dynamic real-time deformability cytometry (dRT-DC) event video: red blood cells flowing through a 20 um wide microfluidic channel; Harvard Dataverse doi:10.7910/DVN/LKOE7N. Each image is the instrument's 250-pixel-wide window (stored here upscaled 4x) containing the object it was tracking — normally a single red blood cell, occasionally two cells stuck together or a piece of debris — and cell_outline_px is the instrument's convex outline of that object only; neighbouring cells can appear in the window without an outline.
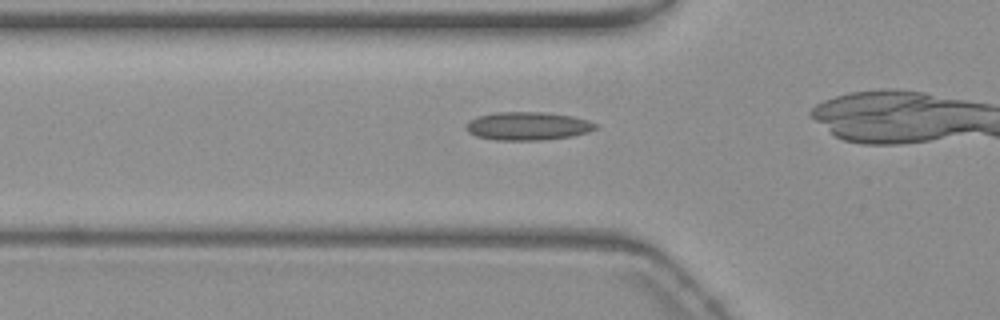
{"species": "common noctule bat (a hibernating species)", "species_latin": "Nyctalus noctula", "temperature_condition": "warm", "stored_images_in_passage": 22, "camera_frame_rate_fps": 3000, "um_per_image_px": 0.085, "animal": {"sex": "female", "body_mass_g": 19.3, "forearm_length_mm": 54.1}, "frame": {"image": 1, "passage_image": 13, "time_ms": 4.0, "image_size_px": [1000, 320], "cell_outline_px": [[596, 128], [588, 132], [572, 136], [540, 140], [496, 140], [476, 136], [468, 132], [468, 120], [476, 116], [496, 112], [544, 112], [572, 116], [588, 120], [596, 124]], "centroid_in_image_um": [44.85, 10.71], "position_along_channel_um": 81.0, "area_um2": 21.21}}
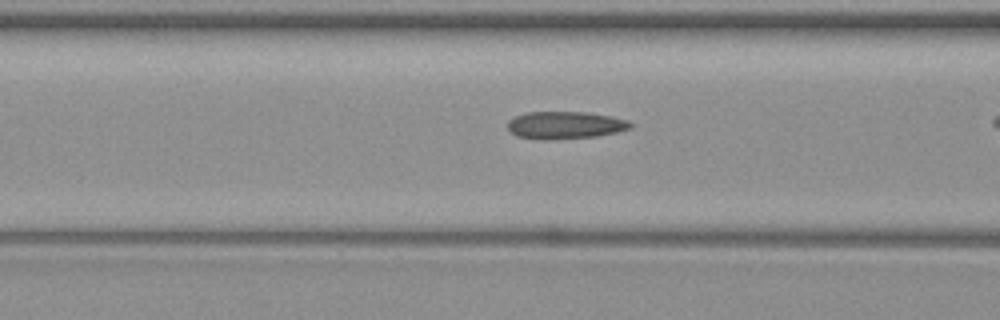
{"frame": {"image": 2, "passage_image": 16, "time_ms": 5.0, "image_size_px": [1000, 320], "cell_outline_px": [[632, 128], [616, 132], [596, 136], [548, 140], [544, 140], [516, 136], [508, 128], [508, 120], [516, 116], [528, 112], [584, 112], [612, 116], [628, 120], [632, 124]], "centroid_in_image_um": [48.04, 10.64], "position_along_channel_um": 118.6, "area_um2": 19.59}}
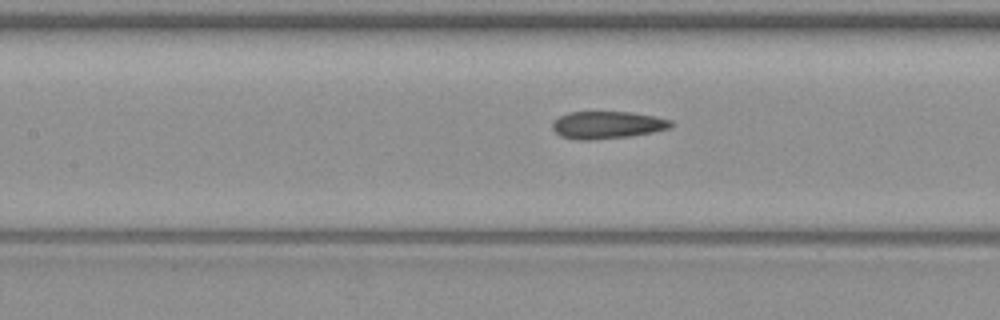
{"frame": {"image": 3, "passage_image": 19, "time_ms": 6.0, "image_size_px": [1000, 320], "cell_outline_px": [[672, 124], [668, 128], [652, 132], [628, 136], [588, 140], [580, 140], [560, 136], [552, 128], [552, 124], [560, 116], [568, 112], [632, 112], [656, 116], [672, 120]], "centroid_in_image_um": [51.61, 10.61], "position_along_channel_um": 155.8, "area_um2": 18.73}}